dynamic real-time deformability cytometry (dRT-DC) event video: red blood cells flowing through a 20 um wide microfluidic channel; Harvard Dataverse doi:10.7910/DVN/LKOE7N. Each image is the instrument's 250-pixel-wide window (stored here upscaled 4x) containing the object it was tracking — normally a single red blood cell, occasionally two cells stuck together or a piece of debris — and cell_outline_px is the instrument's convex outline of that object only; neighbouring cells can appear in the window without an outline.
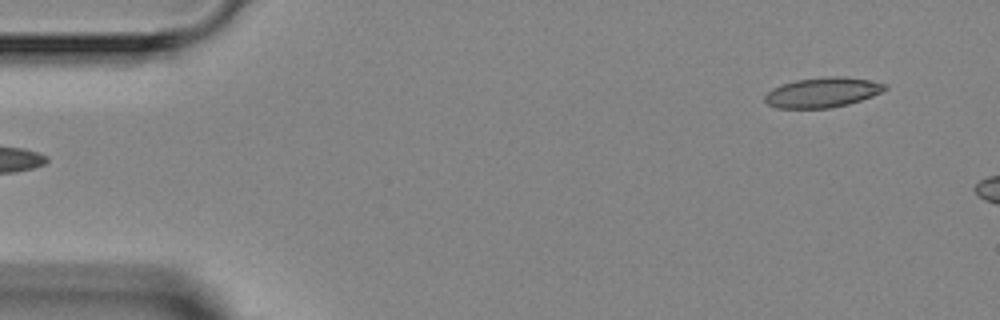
{"species": "Egyptian fruit bat (a non-hibernating species)", "species_latin": "Rousettus aegyptiacus", "temperature_condition": "room temperature", "stored_images_in_passage": 5, "segment_of_instrument_passage": [2, 2], "camera_frame_rate_fps": 3000, "um_per_image_px": 0.085, "animal": {"sex": "female"}, "frame": {"image": 1, "passage_image": 5, "time_ms": 4.667, "image_size_px": [1000, 320], "cell_outline_px": [[888, 88], [872, 96], [848, 104], [832, 108], [776, 108], [768, 104], [764, 100], [764, 96], [772, 88], [796, 80], [828, 76], [844, 76], [868, 80], [888, 84]], "centroid_in_image_um": [69.92, 7.85], "position_along_channel_um": 15.1, "area_um2": 20.92}}